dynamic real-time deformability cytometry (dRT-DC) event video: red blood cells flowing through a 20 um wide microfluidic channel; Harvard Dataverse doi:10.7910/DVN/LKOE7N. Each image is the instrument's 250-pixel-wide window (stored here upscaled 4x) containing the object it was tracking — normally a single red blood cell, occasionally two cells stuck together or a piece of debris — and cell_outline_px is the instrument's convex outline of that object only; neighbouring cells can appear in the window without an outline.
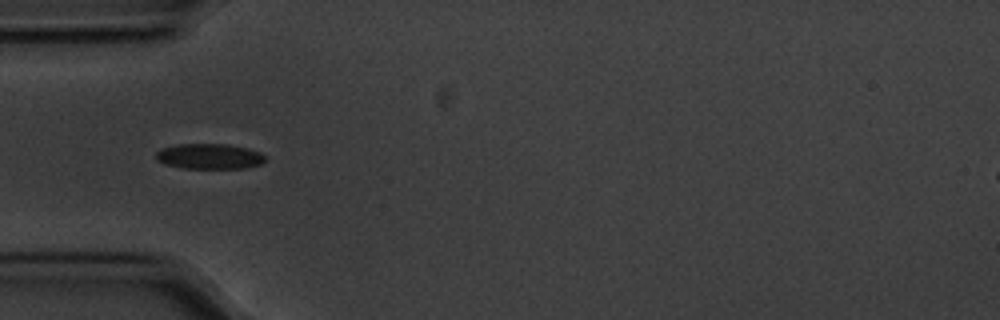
{"species": "common noctule bat (a hibernating species)", "species_latin": "Nyctalus noctula", "temperature_condition": "cold", "stored_images_in_passage": 40, "camera_frame_rate_fps": 3000, "um_per_image_px": 0.085, "animal": {"sex": "male", "body_mass_g": 20.1, "forearm_length_mm": 53.5}, "frame": {"image": 1, "passage_image": 1, "time_ms": 0.0, "image_size_px": [1000, 320], "cell_outline_px": [[268, 160], [260, 164], [244, 168], [184, 168], [164, 164], [156, 160], [156, 152], [164, 148], [180, 144], [224, 144], [248, 148], [260, 152]], "centroid_in_image_um": [17.82, 13.29], "position_along_channel_um": 67.2, "area_um2": 16.07}}
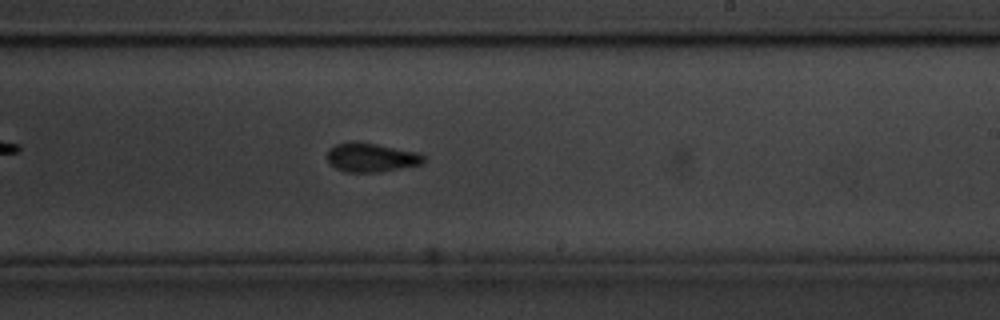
{"frame": {"image": 2, "passage_image": 17, "time_ms": 5.333, "image_size_px": [1000, 320], "cell_outline_px": [[424, 160], [420, 164], [400, 168], [376, 172], [344, 172], [336, 168], [324, 156], [328, 148], [336, 144], [352, 140], [356, 140], [420, 152], [424, 156]], "centroid_in_image_um": [31.49, 13.35], "position_along_channel_um": 257.5, "area_um2": 16.53}}
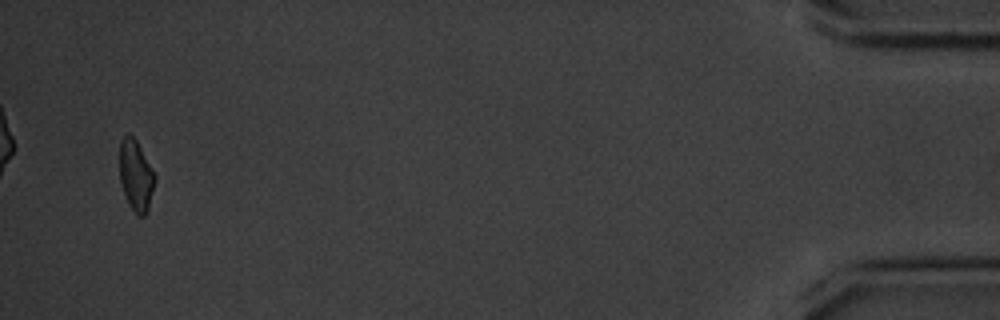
{"frame": {"image": 3, "passage_image": 38, "time_ms": 12.333, "image_size_px": [1000, 320], "cell_outline_px": [[156, 180], [148, 208], [144, 216], [140, 216], [128, 204], [120, 180], [120, 140], [128, 132], [136, 140], [156, 176]], "centroid_in_image_um": [11.55, 14.89], "position_along_channel_um": 423.7, "area_um2": 14.33}, "authors_computed_cell_mechanics": {"area_um2": 15.8372, "velocity_mm_per_s": 3.5647, "shape_relaxation_time_tau1_ms": 2.471, "shape_relaxation_time_tau2_ms": 3.2907, "deformation_change_tau1": 0.0838, "deformation_change_tau2": 0.0718}}